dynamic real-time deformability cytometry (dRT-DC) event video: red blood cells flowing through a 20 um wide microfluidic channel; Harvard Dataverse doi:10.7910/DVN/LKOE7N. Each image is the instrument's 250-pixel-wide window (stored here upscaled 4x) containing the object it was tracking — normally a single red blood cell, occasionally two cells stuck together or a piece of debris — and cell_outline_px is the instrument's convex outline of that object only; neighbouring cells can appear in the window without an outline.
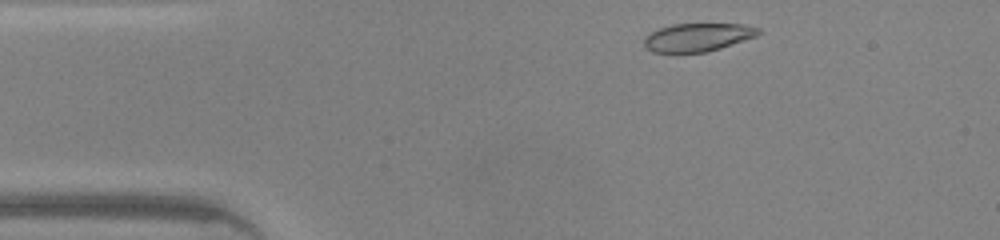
{"species": "common noctule bat (a hibernating species)", "species_latin": "Nyctalus noctula", "temperature_condition": "warm", "stored_images_in_passage": 33, "camera_frame_rate_fps": 3000, "um_per_image_px": 0.085, "animal": {"sex": "male", "body_mass_g": 20.0, "forearm_length_mm": 53.3}, "frame": {"image": 1, "passage_image": 2, "time_ms": 0.333, "image_size_px": [1000, 240], "cell_outline_px": [[760, 32], [756, 36], [720, 48], [704, 52], [652, 52], [644, 44], [644, 36], [660, 28], [672, 24], [744, 24], [760, 28]], "centroid_in_image_um": [59.3, 3.16], "position_along_channel_um": 25.7, "area_um2": 18.55}}
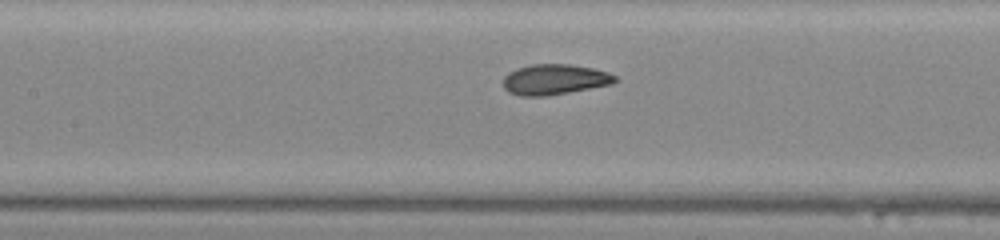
{"frame": {"image": 2, "passage_image": 15, "time_ms": 4.667, "image_size_px": [1000, 240], "cell_outline_px": [[620, 80], [612, 84], [568, 92], [544, 96], [520, 96], [508, 92], [504, 88], [504, 76], [508, 72], [516, 68], [532, 64], [568, 64], [592, 68], [608, 72], [616, 76]], "centroid_in_image_um": [47.14, 6.75], "position_along_channel_um": 160.3, "area_um2": 19.88}}
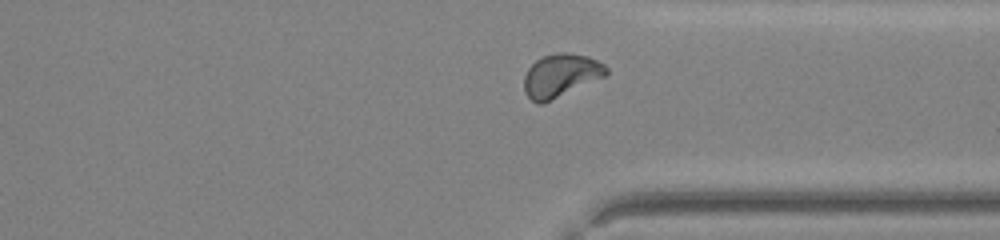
{"frame": {"image": 3, "passage_image": 29, "time_ms": 9.333, "image_size_px": [1000, 240], "cell_outline_px": [[608, 72], [604, 76], [540, 104], [536, 104], [524, 92], [524, 76], [528, 68], [536, 60], [544, 56], [556, 52], [564, 52], [588, 56], [604, 64], [608, 68]], "centroid_in_image_um": [47.63, 6.39], "position_along_channel_um": 363.8, "area_um2": 20.23}, "authors_computed_cell_mechanics": {"area_um2": 19.5942, "velocity_mm_per_s": 4.3779, "shape_relaxation_time_tau1_ms": 2.9532, "shape_relaxation_time_tau2_ms": 0.7511, "deformation_change_tau1": 0.1541, "deformation_change_tau2": 0.0541}}